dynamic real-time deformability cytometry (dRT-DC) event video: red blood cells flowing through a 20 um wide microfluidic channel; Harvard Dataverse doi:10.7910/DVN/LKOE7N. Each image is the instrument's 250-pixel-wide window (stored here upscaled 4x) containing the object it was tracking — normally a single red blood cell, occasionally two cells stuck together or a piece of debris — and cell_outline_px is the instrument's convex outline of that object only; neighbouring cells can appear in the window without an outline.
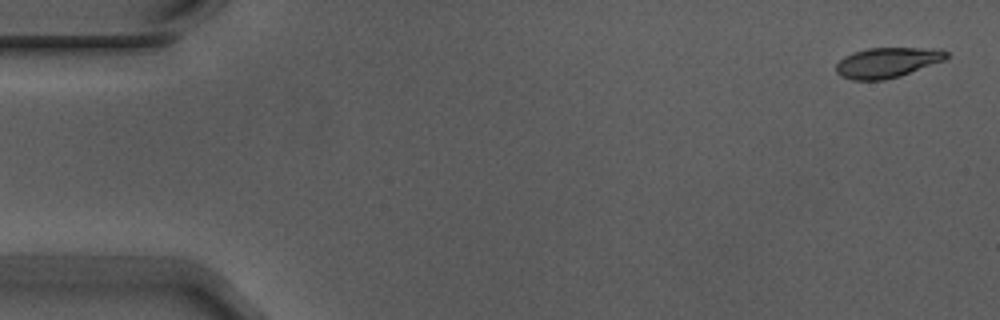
{"species": "Egyptian fruit bat (a non-hibernating species)", "species_latin": "Rousettus aegyptiacus", "temperature_condition": "warm", "stored_images_in_passage": 5, "camera_frame_rate_fps": 3000, "um_per_image_px": 0.085, "animal": {"sex": "male"}, "frame": {"image": 1, "passage_image": 1, "time_ms": 0.0, "image_size_px": [1000, 320], "cell_outline_px": [[948, 56], [944, 60], [900, 76], [884, 80], [852, 80], [840, 76], [836, 72], [836, 64], [844, 56], [852, 52], [868, 48], [940, 48], [948, 52]], "centroid_in_image_um": [75.4, 5.31], "position_along_channel_um": 9.6, "area_um2": 19.48}}
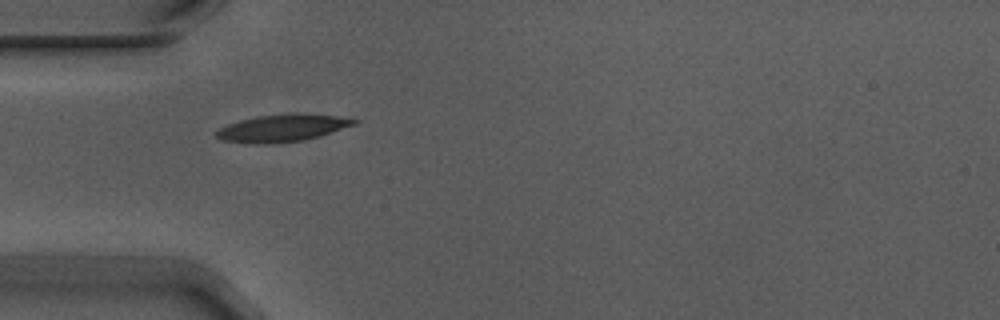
{"frame": {"image": 2, "passage_image": 4, "time_ms": 1.0, "image_size_px": [1000, 320], "cell_outline_px": [[360, 120], [356, 124], [320, 136], [304, 140], [264, 144], [252, 144], [220, 140], [216, 136], [216, 132], [220, 128], [228, 124], [240, 120], [256, 116], [288, 112], [292, 112], [352, 116]], "centroid_in_image_um": [24.09, 10.85], "position_along_channel_um": 60.9, "area_um2": 22.54}}